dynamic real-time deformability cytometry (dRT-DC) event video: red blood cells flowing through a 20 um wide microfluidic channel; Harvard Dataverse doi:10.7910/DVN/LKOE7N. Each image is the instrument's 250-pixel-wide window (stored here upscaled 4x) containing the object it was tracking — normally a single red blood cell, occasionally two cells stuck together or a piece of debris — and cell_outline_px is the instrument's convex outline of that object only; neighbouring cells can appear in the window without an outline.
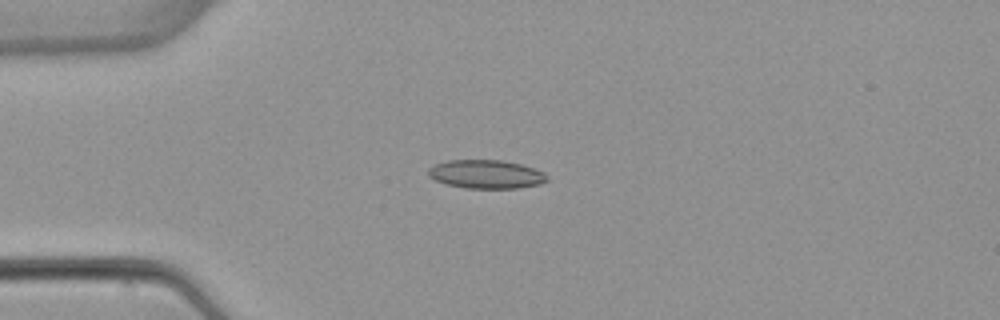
{"species": "common noctule bat (a hibernating species)", "species_latin": "Nyctalus noctula", "temperature_condition": "warm", "stored_images_in_passage": 5, "camera_frame_rate_fps": 3000, "um_per_image_px": 0.085, "animal": {"sex": "female", "body_mass_g": 22.7, "forearm_length_mm": 54.2}, "frame": {"image": 1, "passage_image": 4, "time_ms": 4.333, "image_size_px": [1000, 320], "cell_outline_px": [[548, 180], [540, 184], [520, 188], [464, 188], [444, 184], [428, 176], [428, 168], [436, 164], [448, 160], [500, 160], [520, 164], [544, 172], [548, 176]], "centroid_in_image_um": [41.31, 14.81], "position_along_channel_um": 43.7, "area_um2": 19.83}}
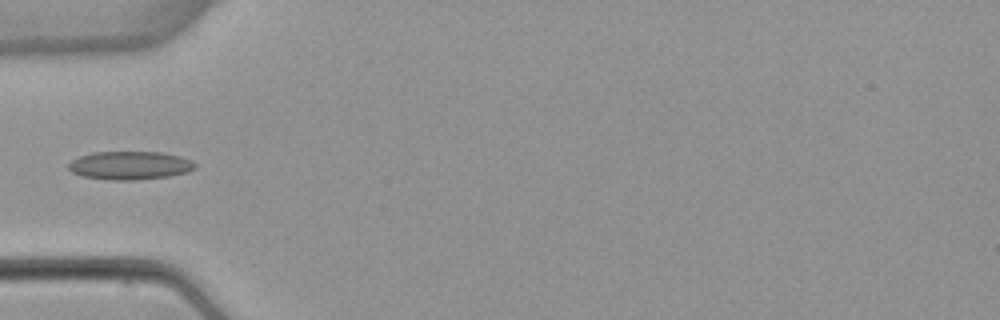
{"frame": {"image": 2, "passage_image": 5, "time_ms": 5.667, "image_size_px": [1000, 320], "cell_outline_px": [[196, 168], [188, 172], [168, 176], [136, 180], [108, 180], [84, 176], [72, 172], [68, 168], [68, 164], [72, 160], [80, 156], [92, 152], [160, 152], [180, 156], [192, 160], [196, 164]], "centroid_in_image_um": [11.06, 14.06], "position_along_channel_um": 73.9, "area_um2": 20.92}}